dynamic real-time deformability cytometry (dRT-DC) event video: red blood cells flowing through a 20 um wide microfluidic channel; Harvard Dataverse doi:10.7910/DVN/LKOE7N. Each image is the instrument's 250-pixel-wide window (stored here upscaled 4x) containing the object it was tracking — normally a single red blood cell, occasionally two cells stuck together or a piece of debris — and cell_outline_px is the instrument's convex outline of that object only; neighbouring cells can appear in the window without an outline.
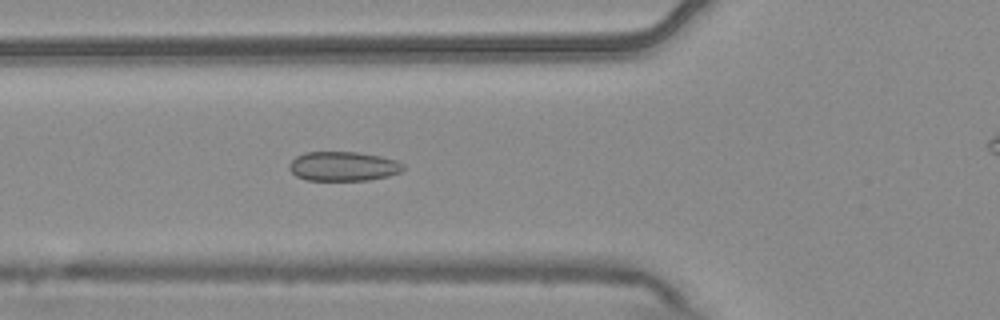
{"species": "common noctule bat (a hibernating species)", "species_latin": "Nyctalus noctula", "temperature_condition": "warm", "stored_images_in_passage": 7, "camera_frame_rate_fps": 3000, "um_per_image_px": 0.085, "animal": {"sex": "male", "body_mass_g": 20.4}, "frame": {"image": 1, "passage_image": 6, "time_ms": 1.667, "image_size_px": [1000, 320], "cell_outline_px": [[404, 168], [400, 172], [388, 176], [368, 180], [308, 180], [296, 176], [288, 168], [288, 164], [296, 156], [304, 152], [356, 152], [380, 156], [396, 160], [404, 164]], "centroid_in_image_um": [29.16, 14.13], "position_along_channel_um": 96.6, "area_um2": 19.54}}